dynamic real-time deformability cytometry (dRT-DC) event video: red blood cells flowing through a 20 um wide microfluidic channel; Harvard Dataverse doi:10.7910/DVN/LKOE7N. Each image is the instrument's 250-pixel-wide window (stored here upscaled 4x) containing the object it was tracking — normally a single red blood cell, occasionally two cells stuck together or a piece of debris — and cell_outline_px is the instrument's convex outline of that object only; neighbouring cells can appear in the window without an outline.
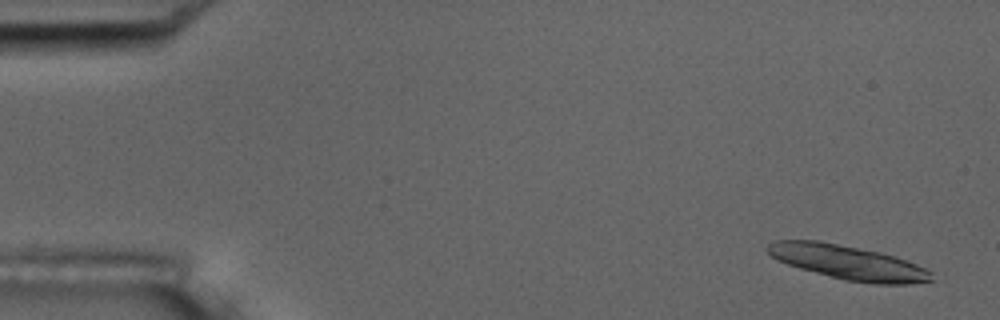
{"species": "common noctule bat (a hibernating species)", "species_latin": "Nyctalus noctula", "temperature_condition": "room temperature", "stored_images_in_passage": 16, "camera_frame_rate_fps": 3000, "um_per_image_px": 0.085, "animal": {"sex": "male", "body_mass_g": 17.5, "forearm_length_mm": 52.3}, "frame": {"image": 1, "passage_image": 3, "time_ms": 0.667, "image_size_px": [1000, 320], "cell_outline_px": [[932, 280], [908, 284], [876, 284], [844, 280], [800, 268], [788, 264], [772, 256], [764, 248], [768, 244], [776, 240], [820, 240], [880, 252], [916, 264], [932, 272]], "centroid_in_image_um": [72.06, 22.3], "position_along_channel_um": 12.9, "area_um2": 32.43}}